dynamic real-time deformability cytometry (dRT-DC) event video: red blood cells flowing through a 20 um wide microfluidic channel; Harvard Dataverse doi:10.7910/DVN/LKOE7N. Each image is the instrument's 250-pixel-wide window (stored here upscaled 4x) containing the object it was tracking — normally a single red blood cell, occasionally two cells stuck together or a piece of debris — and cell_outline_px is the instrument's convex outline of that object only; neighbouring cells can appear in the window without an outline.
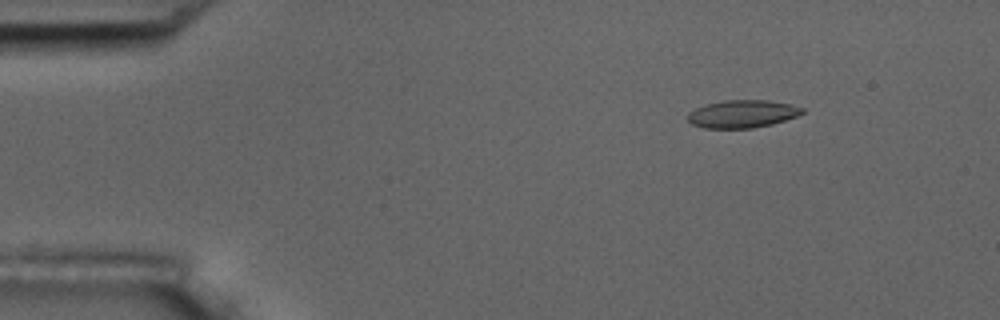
{"species": "common noctule bat (a hibernating species)", "species_latin": "Nyctalus noctula", "temperature_condition": "room temperature", "stored_images_in_passage": 6, "camera_frame_rate_fps": 3000, "um_per_image_px": 0.085, "animal": {"sex": "male", "body_mass_g": 17.5, "forearm_length_mm": 52.3}, "frame": {"image": 1, "passage_image": 3, "time_ms": 2.333, "image_size_px": [1000, 320], "cell_outline_px": [[804, 112], [796, 116], [772, 124], [752, 128], [704, 128], [692, 124], [688, 120], [688, 112], [696, 108], [708, 104], [724, 100], [768, 100], [792, 104], [804, 108]], "centroid_in_image_um": [63.11, 9.68], "position_along_channel_um": 21.9, "area_um2": 18.44}}
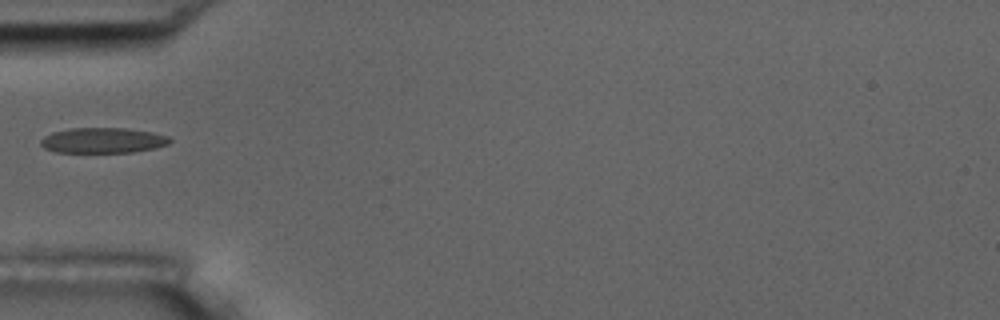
{"frame": {"image": 2, "passage_image": 6, "time_ms": 6.0, "image_size_px": [1000, 320], "cell_outline_px": [[172, 140], [168, 144], [156, 148], [132, 152], [56, 152], [44, 148], [40, 144], [40, 140], [44, 136], [52, 132], [68, 128], [128, 128], [152, 132], [168, 136]], "centroid_in_image_um": [8.74, 11.93], "position_along_channel_um": 76.3, "area_um2": 19.19}}